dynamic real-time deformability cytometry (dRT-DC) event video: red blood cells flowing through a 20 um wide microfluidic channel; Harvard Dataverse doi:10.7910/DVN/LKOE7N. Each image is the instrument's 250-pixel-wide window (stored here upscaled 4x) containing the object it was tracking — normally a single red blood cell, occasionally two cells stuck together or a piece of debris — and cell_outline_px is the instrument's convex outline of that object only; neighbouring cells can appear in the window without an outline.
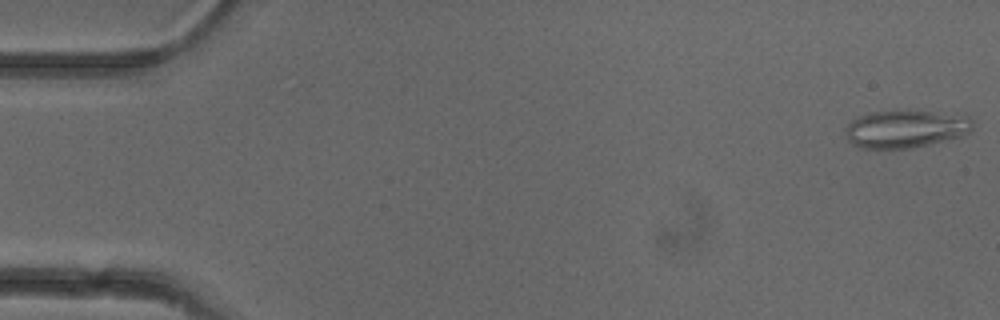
{"species": "common noctule bat (a hibernating species)", "species_latin": "Nyctalus noctula", "temperature_condition": "cold", "stored_images_in_passage": 52, "camera_frame_rate_fps": 3000, "um_per_image_px": 0.085, "animal": {"sex": "female"}, "frame": {"image": 1, "passage_image": 1, "time_ms": 0.0, "image_size_px": [1000, 320], "cell_outline_px": [[972, 128], [968, 132], [960, 136], [912, 148], [860, 148], [852, 144], [848, 140], [844, 128], [852, 120], [868, 112], [900, 108], [908, 108], [968, 116], [972, 120]], "centroid_in_image_um": [76.93, 10.91], "position_along_channel_um": 8.1, "area_um2": 28.55}}
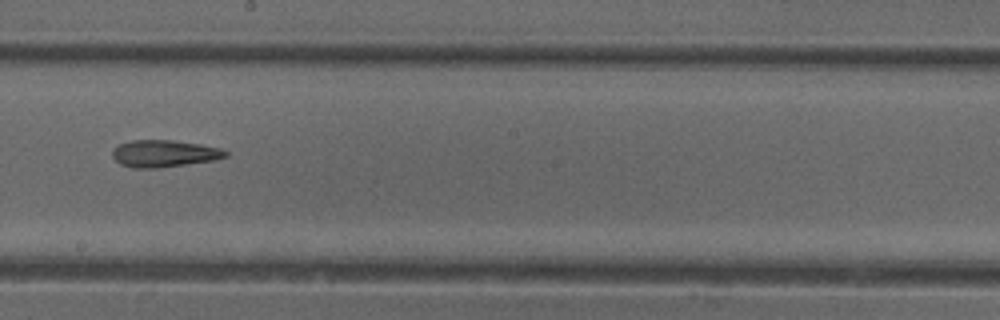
{"frame": {"image": 2, "passage_image": 29, "time_ms": 9.333, "image_size_px": [1000, 320], "cell_outline_px": [[228, 156], [216, 160], [156, 168], [136, 168], [120, 164], [112, 156], [112, 148], [120, 144], [132, 140], [172, 140], [200, 144], [220, 148], [228, 152]], "centroid_in_image_um": [13.96, 13.05], "position_along_channel_um": 234.2, "area_um2": 17.8}}
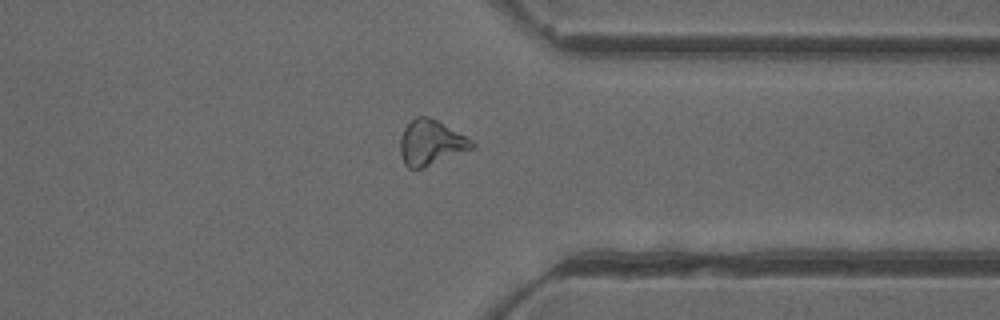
{"frame": {"image": 3, "passage_image": 40, "time_ms": 13.0, "image_size_px": [1000, 320], "cell_outline_px": [[476, 144], [472, 148], [424, 168], [408, 168], [404, 164], [400, 152], [400, 136], [404, 128], [416, 116], [428, 116], [436, 120], [472, 140]], "centroid_in_image_um": [36.59, 12.13], "position_along_channel_um": 374.8, "area_um2": 18.61}}